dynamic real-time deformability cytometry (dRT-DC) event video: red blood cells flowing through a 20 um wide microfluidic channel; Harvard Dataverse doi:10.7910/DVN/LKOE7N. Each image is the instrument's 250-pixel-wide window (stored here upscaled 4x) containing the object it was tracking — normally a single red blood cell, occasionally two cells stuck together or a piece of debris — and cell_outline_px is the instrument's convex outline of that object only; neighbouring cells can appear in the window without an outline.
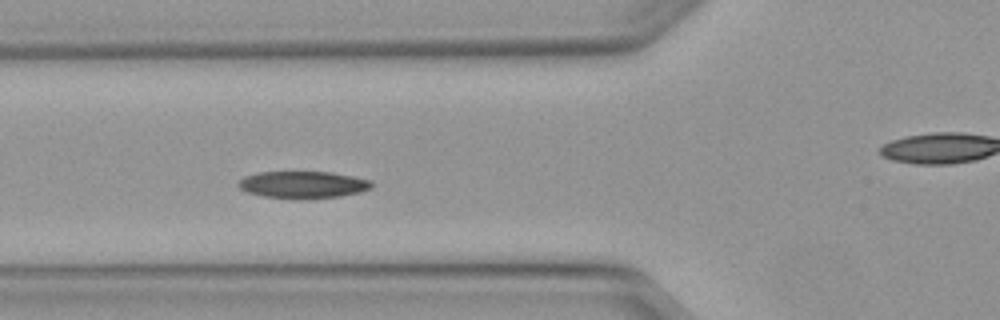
{"species": "Egyptian fruit bat (a non-hibernating species)", "species_latin": "Rousettus aegyptiacus", "temperature_condition": "warm", "stored_images_in_passage": 46, "camera_frame_rate_fps": 3000, "um_per_image_px": 0.085, "animal": {"sex": "female"}, "frame": {"image": 1, "passage_image": 14, "time_ms": 4.333, "image_size_px": [1000, 320], "cell_outline_px": [[372, 188], [360, 192], [340, 196], [304, 200], [296, 200], [264, 196], [248, 192], [240, 188], [236, 184], [244, 176], [260, 172], [332, 172], [372, 180]], "centroid_in_image_um": [25.76, 15.71], "position_along_channel_um": 100.0, "area_um2": 21.27}, "authors_computed_cell_mechanics": {"area_um2": 20.6635, "velocity_mm_per_s": 4.0674, "shape_relaxation_time_tau1_ms": 3.3849, "shape_relaxation_time_tau2_ms": 8.4293, "deformation_change_tau1": 0.102, "deformation_change_tau2": 0.1441}}